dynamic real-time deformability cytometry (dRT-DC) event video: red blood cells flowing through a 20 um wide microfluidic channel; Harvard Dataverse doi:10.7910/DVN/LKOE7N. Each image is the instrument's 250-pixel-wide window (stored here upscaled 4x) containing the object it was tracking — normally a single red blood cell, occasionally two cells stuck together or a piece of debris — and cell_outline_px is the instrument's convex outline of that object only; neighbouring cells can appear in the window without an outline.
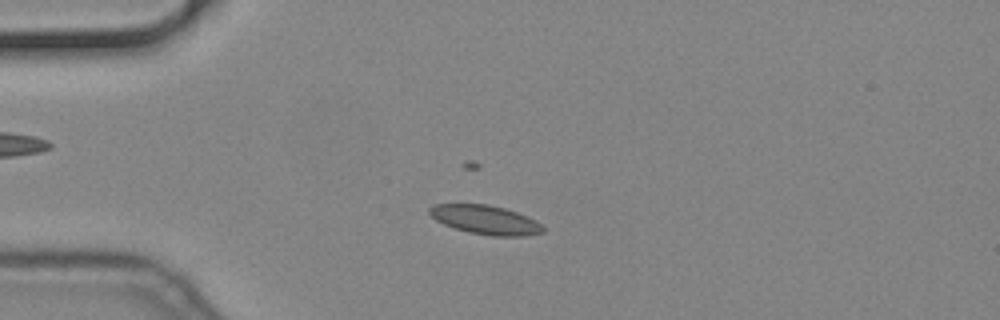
{"species": "common noctule bat (a hibernating species)", "species_latin": "Nyctalus noctula", "temperature_condition": "cold", "stored_images_in_passage": 55, "camera_frame_rate_fps": 3000, "um_per_image_px": 0.085, "animal": {"sex": "male", "body_mass_g": 19.2, "forearm_length_mm": 51.8}, "frame": {"image": 1, "passage_image": 13, "time_ms": 4.0, "image_size_px": [1000, 320], "cell_outline_px": [[544, 232], [524, 236], [492, 236], [468, 232], [444, 224], [436, 220], [428, 212], [428, 208], [432, 204], [488, 204], [504, 208], [516, 212], [536, 220], [544, 228]], "centroid_in_image_um": [41.25, 18.68], "position_along_channel_um": 43.7, "area_um2": 19.13}}
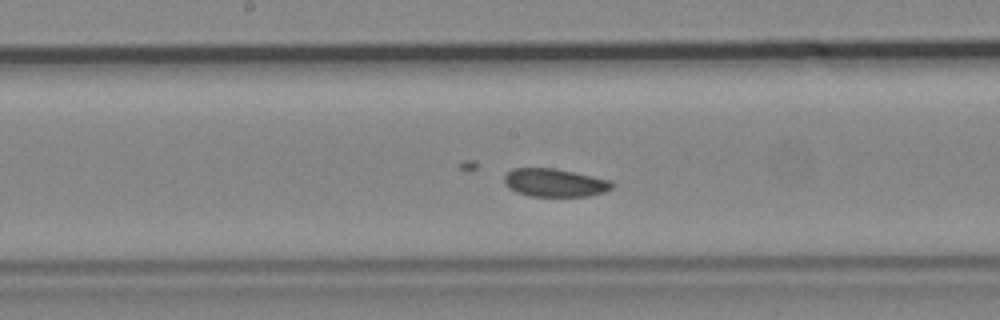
{"frame": {"image": 2, "passage_image": 28, "time_ms": 9.0, "image_size_px": [1000, 320], "cell_outline_px": [[612, 188], [604, 192], [588, 196], [532, 196], [516, 192], [508, 188], [504, 184], [504, 176], [512, 168], [552, 168], [612, 180]], "centroid_in_image_um": [47.12, 15.53], "position_along_channel_um": 201.1, "area_um2": 17.57}}
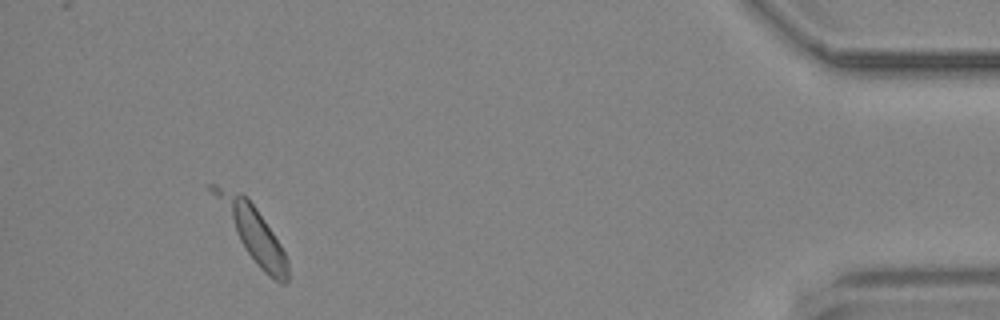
{"frame": {"image": 3, "passage_image": 51, "time_ms": 16.667, "image_size_px": [1000, 320], "cell_outline_px": [[288, 280], [284, 284], [280, 284], [268, 276], [260, 268], [248, 252], [240, 240], [208, 188], [208, 184], [216, 184], [240, 192], [256, 208], [280, 244], [288, 260]], "centroid_in_image_um": [21.48, 19.74], "position_along_channel_um": 413.7, "area_um2": 22.48}}